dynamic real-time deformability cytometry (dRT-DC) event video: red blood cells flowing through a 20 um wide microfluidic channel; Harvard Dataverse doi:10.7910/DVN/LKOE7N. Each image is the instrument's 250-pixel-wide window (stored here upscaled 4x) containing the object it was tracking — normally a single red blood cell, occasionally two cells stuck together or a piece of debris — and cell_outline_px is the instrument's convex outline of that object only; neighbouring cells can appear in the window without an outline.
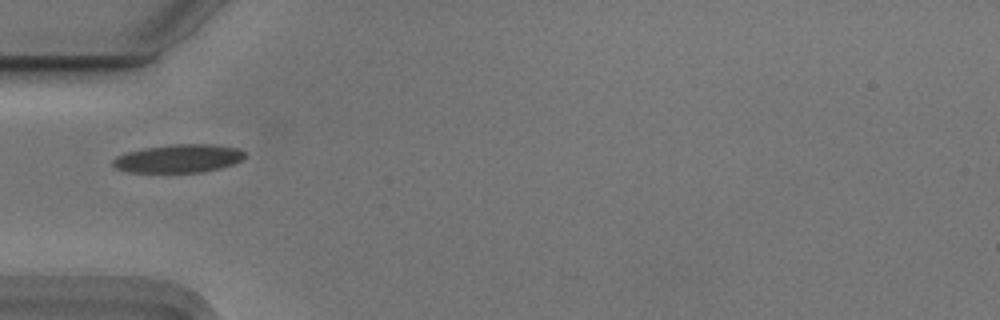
{"species": "Egyptian fruit bat (a non-hibernating species)", "species_latin": "Rousettus aegyptiacus", "temperature_condition": "cold", "stored_images_in_passage": 38, "camera_frame_rate_fps": 3000, "um_per_image_px": 0.085, "animal": {"sex": "male"}, "frame": {"image": 1, "passage_image": 1, "time_ms": 0.0, "image_size_px": [1000, 320], "cell_outline_px": [[244, 156], [240, 160], [232, 164], [220, 168], [200, 172], [128, 172], [116, 168], [112, 164], [112, 160], [116, 156], [124, 152], [144, 148], [172, 144], [216, 144], [240, 148], [244, 152]], "centroid_in_image_um": [15.15, 13.46], "position_along_channel_um": 69.9, "area_um2": 21.79}}
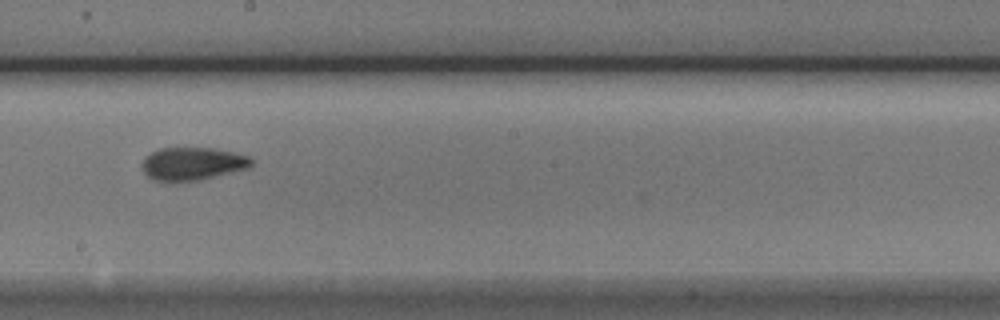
{"frame": {"image": 2, "passage_image": 14, "time_ms": 4.333, "image_size_px": [1000, 320], "cell_outline_px": [[252, 164], [248, 168], [200, 180], [152, 180], [144, 172], [140, 164], [144, 156], [160, 148], [212, 148], [232, 152], [248, 156], [252, 160]], "centroid_in_image_um": [16.33, 13.9], "position_along_channel_um": 231.9, "area_um2": 20.75}}
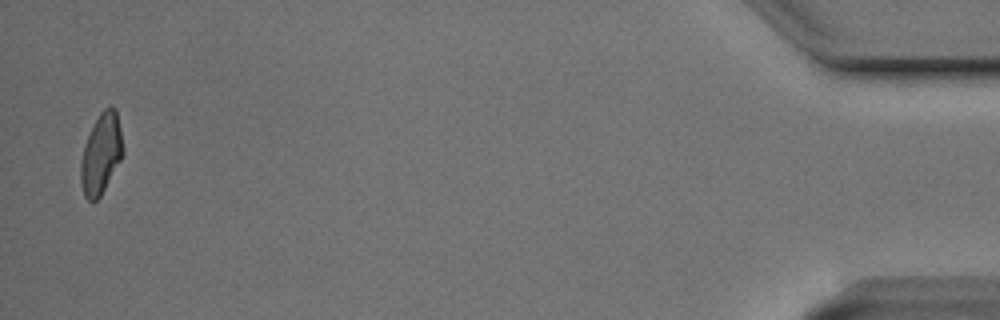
{"frame": {"image": 3, "passage_image": 37, "time_ms": 12.0, "image_size_px": [1000, 320], "cell_outline_px": [[124, 148], [120, 160], [100, 196], [96, 200], [88, 200], [84, 196], [80, 180], [80, 164], [84, 144], [100, 112], [104, 108], [112, 104], [116, 108]], "centroid_in_image_um": [8.59, 13.04], "position_along_channel_um": 426.6, "area_um2": 19.59}, "authors_computed_cell_mechanics": {"area_um2": 20.7213, "velocity_mm_per_s": 3.7284, "shape_relaxation_time_tau1_ms": 4.8396, "shape_relaxation_time_tau2_ms": 2.5735, "deformation_change_tau1": 0.1634, "deformation_change_tau2": 0.0876}}